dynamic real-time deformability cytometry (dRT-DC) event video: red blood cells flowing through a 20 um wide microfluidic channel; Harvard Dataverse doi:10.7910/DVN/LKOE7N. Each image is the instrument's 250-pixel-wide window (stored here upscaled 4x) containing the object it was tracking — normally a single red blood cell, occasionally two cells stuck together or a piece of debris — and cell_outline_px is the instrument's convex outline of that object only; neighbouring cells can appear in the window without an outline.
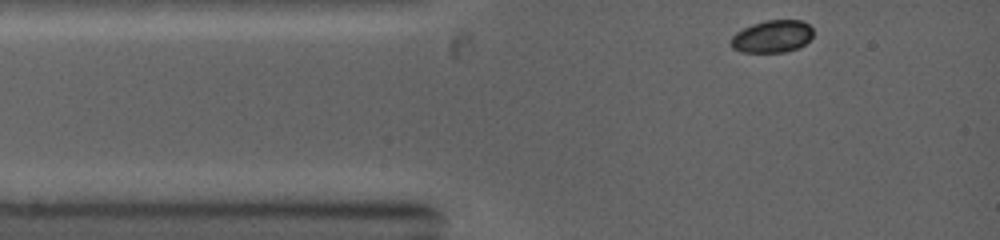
{"species": "common noctule bat (a hibernating species)", "species_latin": "Nyctalus noctula", "temperature_condition": "warm", "stored_images_in_passage": 43, "camera_frame_rate_fps": 5000, "um_per_image_px": 0.085, "animal": {"sex": "female", "body_mass_g": 19.0, "forearm_length_mm": 53.3}, "frame": {"image": 1, "passage_image": 1, "time_ms": 0.0, "image_size_px": [1000, 240], "cell_outline_px": [[812, 36], [800, 48], [784, 52], [740, 52], [732, 48], [728, 44], [732, 36], [736, 32], [752, 24], [764, 20], [800, 20], [808, 24], [812, 28]], "centroid_in_image_um": [65.6, 3.1], "position_along_channel_um": 19.4, "area_um2": 15.66}}
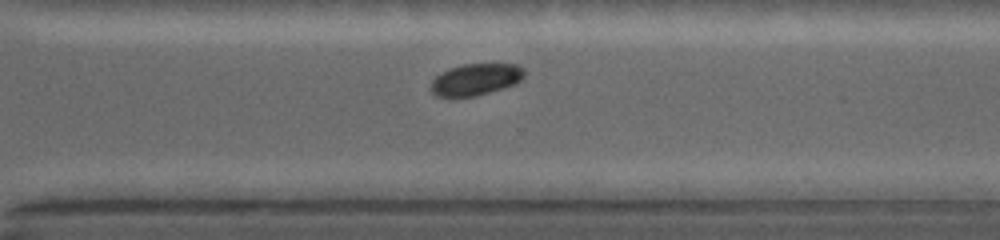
{"frame": {"image": 2, "passage_image": 36, "time_ms": 7.6, "image_size_px": [1000, 240], "cell_outline_px": [[524, 76], [516, 84], [476, 96], [436, 96], [428, 88], [432, 80], [440, 72], [464, 64], [516, 64], [524, 68]], "centroid_in_image_um": [40.42, 6.75], "position_along_channel_um": 330.2, "area_um2": 17.22}}
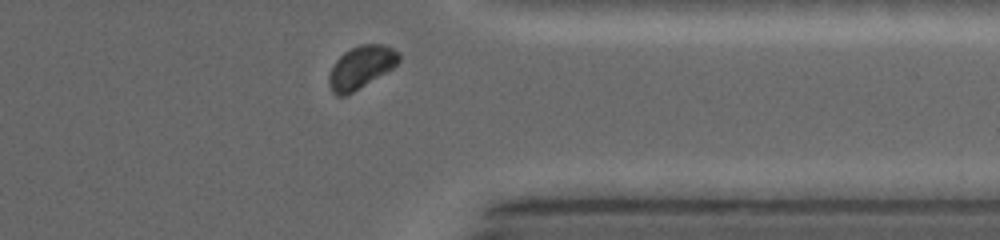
{"frame": {"image": 3, "passage_image": 41, "time_ms": 8.8, "image_size_px": [1000, 240], "cell_outline_px": [[400, 60], [392, 68], [352, 92], [344, 96], [336, 96], [332, 92], [328, 84], [328, 76], [336, 60], [344, 52], [360, 44], [384, 44], [400, 52]], "centroid_in_image_um": [30.67, 5.7], "position_along_channel_um": 380.7, "area_um2": 17.17}}